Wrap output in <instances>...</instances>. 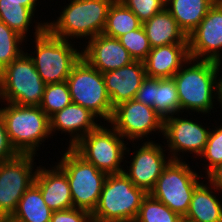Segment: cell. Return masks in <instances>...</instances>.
Returning a JSON list of instances; mask_svg holds the SVG:
<instances>
[{"label":"cell","instance_id":"cell-15","mask_svg":"<svg viewBox=\"0 0 222 222\" xmlns=\"http://www.w3.org/2000/svg\"><path fill=\"white\" fill-rule=\"evenodd\" d=\"M147 140L140 145V148L139 145L137 146L138 150L133 152V158L130 159L129 169H124L123 173L136 187L149 194L172 159L165 156L166 149L161 144L154 143L153 140L149 141V138Z\"/></svg>","mask_w":222,"mask_h":222},{"label":"cell","instance_id":"cell-34","mask_svg":"<svg viewBox=\"0 0 222 222\" xmlns=\"http://www.w3.org/2000/svg\"><path fill=\"white\" fill-rule=\"evenodd\" d=\"M91 214L88 211L70 208L52 212L50 222H89Z\"/></svg>","mask_w":222,"mask_h":222},{"label":"cell","instance_id":"cell-11","mask_svg":"<svg viewBox=\"0 0 222 222\" xmlns=\"http://www.w3.org/2000/svg\"><path fill=\"white\" fill-rule=\"evenodd\" d=\"M34 156L18 154L0 163V217L10 216L26 190L34 183Z\"/></svg>","mask_w":222,"mask_h":222},{"label":"cell","instance_id":"cell-17","mask_svg":"<svg viewBox=\"0 0 222 222\" xmlns=\"http://www.w3.org/2000/svg\"><path fill=\"white\" fill-rule=\"evenodd\" d=\"M113 108L135 98L146 77L144 61L134 60L119 69L102 73Z\"/></svg>","mask_w":222,"mask_h":222},{"label":"cell","instance_id":"cell-22","mask_svg":"<svg viewBox=\"0 0 222 222\" xmlns=\"http://www.w3.org/2000/svg\"><path fill=\"white\" fill-rule=\"evenodd\" d=\"M207 184L201 182L195 188L185 218L194 222H222V200L214 195L218 189Z\"/></svg>","mask_w":222,"mask_h":222},{"label":"cell","instance_id":"cell-2","mask_svg":"<svg viewBox=\"0 0 222 222\" xmlns=\"http://www.w3.org/2000/svg\"><path fill=\"white\" fill-rule=\"evenodd\" d=\"M41 22H35L36 50L29 56L45 84L64 82L82 58V51L75 49L70 40L51 35L46 30L47 22Z\"/></svg>","mask_w":222,"mask_h":222},{"label":"cell","instance_id":"cell-26","mask_svg":"<svg viewBox=\"0 0 222 222\" xmlns=\"http://www.w3.org/2000/svg\"><path fill=\"white\" fill-rule=\"evenodd\" d=\"M34 12L23 6L22 2L13 0H0V21L26 39L29 26L32 23Z\"/></svg>","mask_w":222,"mask_h":222},{"label":"cell","instance_id":"cell-27","mask_svg":"<svg viewBox=\"0 0 222 222\" xmlns=\"http://www.w3.org/2000/svg\"><path fill=\"white\" fill-rule=\"evenodd\" d=\"M153 108L165 119L180 113L177 88L172 78H155V100Z\"/></svg>","mask_w":222,"mask_h":222},{"label":"cell","instance_id":"cell-35","mask_svg":"<svg viewBox=\"0 0 222 222\" xmlns=\"http://www.w3.org/2000/svg\"><path fill=\"white\" fill-rule=\"evenodd\" d=\"M137 102L153 108L155 100V78L146 76L134 98Z\"/></svg>","mask_w":222,"mask_h":222},{"label":"cell","instance_id":"cell-19","mask_svg":"<svg viewBox=\"0 0 222 222\" xmlns=\"http://www.w3.org/2000/svg\"><path fill=\"white\" fill-rule=\"evenodd\" d=\"M34 183L40 188L47 206L54 212L73 208L70 185L66 174L57 166L51 169L37 166Z\"/></svg>","mask_w":222,"mask_h":222},{"label":"cell","instance_id":"cell-5","mask_svg":"<svg viewBox=\"0 0 222 222\" xmlns=\"http://www.w3.org/2000/svg\"><path fill=\"white\" fill-rule=\"evenodd\" d=\"M146 196L123 172L108 174L91 217L100 221L134 222Z\"/></svg>","mask_w":222,"mask_h":222},{"label":"cell","instance_id":"cell-8","mask_svg":"<svg viewBox=\"0 0 222 222\" xmlns=\"http://www.w3.org/2000/svg\"><path fill=\"white\" fill-rule=\"evenodd\" d=\"M104 126L105 124H100L95 130L83 136L72 149L107 175L122 173L124 171L122 166L125 165H121V162L124 161L126 151L129 153L130 148L112 126L110 129Z\"/></svg>","mask_w":222,"mask_h":222},{"label":"cell","instance_id":"cell-41","mask_svg":"<svg viewBox=\"0 0 222 222\" xmlns=\"http://www.w3.org/2000/svg\"><path fill=\"white\" fill-rule=\"evenodd\" d=\"M89 222H112V221H100V220H97V219L91 217Z\"/></svg>","mask_w":222,"mask_h":222},{"label":"cell","instance_id":"cell-18","mask_svg":"<svg viewBox=\"0 0 222 222\" xmlns=\"http://www.w3.org/2000/svg\"><path fill=\"white\" fill-rule=\"evenodd\" d=\"M49 120L51 136L56 130L61 131V133H68L70 137L68 147L70 148L100 125L93 113L75 103H71L61 111L56 112Z\"/></svg>","mask_w":222,"mask_h":222},{"label":"cell","instance_id":"cell-9","mask_svg":"<svg viewBox=\"0 0 222 222\" xmlns=\"http://www.w3.org/2000/svg\"><path fill=\"white\" fill-rule=\"evenodd\" d=\"M72 103L79 104L93 113L98 120H111L113 106L107 93L103 75L83 58L67 77Z\"/></svg>","mask_w":222,"mask_h":222},{"label":"cell","instance_id":"cell-29","mask_svg":"<svg viewBox=\"0 0 222 222\" xmlns=\"http://www.w3.org/2000/svg\"><path fill=\"white\" fill-rule=\"evenodd\" d=\"M181 218L165 204L147 194L134 222H179Z\"/></svg>","mask_w":222,"mask_h":222},{"label":"cell","instance_id":"cell-20","mask_svg":"<svg viewBox=\"0 0 222 222\" xmlns=\"http://www.w3.org/2000/svg\"><path fill=\"white\" fill-rule=\"evenodd\" d=\"M189 58L188 44L154 47L144 60L146 76L172 78Z\"/></svg>","mask_w":222,"mask_h":222},{"label":"cell","instance_id":"cell-40","mask_svg":"<svg viewBox=\"0 0 222 222\" xmlns=\"http://www.w3.org/2000/svg\"><path fill=\"white\" fill-rule=\"evenodd\" d=\"M0 222H22L14 217L10 216H4L0 217Z\"/></svg>","mask_w":222,"mask_h":222},{"label":"cell","instance_id":"cell-12","mask_svg":"<svg viewBox=\"0 0 222 222\" xmlns=\"http://www.w3.org/2000/svg\"><path fill=\"white\" fill-rule=\"evenodd\" d=\"M110 123L123 138L138 142L153 132L163 133L164 118L154 108L132 99L114 107Z\"/></svg>","mask_w":222,"mask_h":222},{"label":"cell","instance_id":"cell-23","mask_svg":"<svg viewBox=\"0 0 222 222\" xmlns=\"http://www.w3.org/2000/svg\"><path fill=\"white\" fill-rule=\"evenodd\" d=\"M215 2L216 0H166L165 8L188 37Z\"/></svg>","mask_w":222,"mask_h":222},{"label":"cell","instance_id":"cell-38","mask_svg":"<svg viewBox=\"0 0 222 222\" xmlns=\"http://www.w3.org/2000/svg\"><path fill=\"white\" fill-rule=\"evenodd\" d=\"M13 1H19L22 2V5L31 9L34 13L36 10V6L40 3L39 0H13ZM38 1V3H36Z\"/></svg>","mask_w":222,"mask_h":222},{"label":"cell","instance_id":"cell-28","mask_svg":"<svg viewBox=\"0 0 222 222\" xmlns=\"http://www.w3.org/2000/svg\"><path fill=\"white\" fill-rule=\"evenodd\" d=\"M72 103L67 81L46 84L40 108L50 118Z\"/></svg>","mask_w":222,"mask_h":222},{"label":"cell","instance_id":"cell-3","mask_svg":"<svg viewBox=\"0 0 222 222\" xmlns=\"http://www.w3.org/2000/svg\"><path fill=\"white\" fill-rule=\"evenodd\" d=\"M56 21L46 23V30L60 39H92L102 34L110 5L114 0H70ZM87 38V39H86Z\"/></svg>","mask_w":222,"mask_h":222},{"label":"cell","instance_id":"cell-39","mask_svg":"<svg viewBox=\"0 0 222 222\" xmlns=\"http://www.w3.org/2000/svg\"><path fill=\"white\" fill-rule=\"evenodd\" d=\"M218 79H219L218 101L222 108V76H220Z\"/></svg>","mask_w":222,"mask_h":222},{"label":"cell","instance_id":"cell-30","mask_svg":"<svg viewBox=\"0 0 222 222\" xmlns=\"http://www.w3.org/2000/svg\"><path fill=\"white\" fill-rule=\"evenodd\" d=\"M24 40L18 33L0 21V72L24 52L21 47Z\"/></svg>","mask_w":222,"mask_h":222},{"label":"cell","instance_id":"cell-37","mask_svg":"<svg viewBox=\"0 0 222 222\" xmlns=\"http://www.w3.org/2000/svg\"><path fill=\"white\" fill-rule=\"evenodd\" d=\"M204 178H206L219 193L222 192V163L213 168Z\"/></svg>","mask_w":222,"mask_h":222},{"label":"cell","instance_id":"cell-24","mask_svg":"<svg viewBox=\"0 0 222 222\" xmlns=\"http://www.w3.org/2000/svg\"><path fill=\"white\" fill-rule=\"evenodd\" d=\"M52 212L44 202L40 188L33 183L23 194L11 216L22 222H50Z\"/></svg>","mask_w":222,"mask_h":222},{"label":"cell","instance_id":"cell-25","mask_svg":"<svg viewBox=\"0 0 222 222\" xmlns=\"http://www.w3.org/2000/svg\"><path fill=\"white\" fill-rule=\"evenodd\" d=\"M142 26L138 17L120 0H114L109 7L103 34L113 38L136 30Z\"/></svg>","mask_w":222,"mask_h":222},{"label":"cell","instance_id":"cell-7","mask_svg":"<svg viewBox=\"0 0 222 222\" xmlns=\"http://www.w3.org/2000/svg\"><path fill=\"white\" fill-rule=\"evenodd\" d=\"M56 164L69 181L73 207L92 214L98 204L107 174L85 161L70 147H67Z\"/></svg>","mask_w":222,"mask_h":222},{"label":"cell","instance_id":"cell-21","mask_svg":"<svg viewBox=\"0 0 222 222\" xmlns=\"http://www.w3.org/2000/svg\"><path fill=\"white\" fill-rule=\"evenodd\" d=\"M142 26L152 48L170 44H188L187 36L166 8L144 21Z\"/></svg>","mask_w":222,"mask_h":222},{"label":"cell","instance_id":"cell-31","mask_svg":"<svg viewBox=\"0 0 222 222\" xmlns=\"http://www.w3.org/2000/svg\"><path fill=\"white\" fill-rule=\"evenodd\" d=\"M118 39L134 60L144 61L152 49L143 26Z\"/></svg>","mask_w":222,"mask_h":222},{"label":"cell","instance_id":"cell-1","mask_svg":"<svg viewBox=\"0 0 222 222\" xmlns=\"http://www.w3.org/2000/svg\"><path fill=\"white\" fill-rule=\"evenodd\" d=\"M221 65L222 63L213 60L189 58L176 72L173 79L180 102V113L191 110L205 115L213 110L216 105L214 99L218 101L217 78Z\"/></svg>","mask_w":222,"mask_h":222},{"label":"cell","instance_id":"cell-36","mask_svg":"<svg viewBox=\"0 0 222 222\" xmlns=\"http://www.w3.org/2000/svg\"><path fill=\"white\" fill-rule=\"evenodd\" d=\"M17 155L18 153L9 141L5 121L0 112V163L8 161Z\"/></svg>","mask_w":222,"mask_h":222},{"label":"cell","instance_id":"cell-13","mask_svg":"<svg viewBox=\"0 0 222 222\" xmlns=\"http://www.w3.org/2000/svg\"><path fill=\"white\" fill-rule=\"evenodd\" d=\"M176 116L172 115L164 119L162 135L167 141V148H169L167 150H170L168 156L172 160H183L180 152L182 154L190 152V155L199 157L208 141L211 128L203 127L202 123L194 122L192 118H182L179 114Z\"/></svg>","mask_w":222,"mask_h":222},{"label":"cell","instance_id":"cell-10","mask_svg":"<svg viewBox=\"0 0 222 222\" xmlns=\"http://www.w3.org/2000/svg\"><path fill=\"white\" fill-rule=\"evenodd\" d=\"M190 167L183 160H171L149 193L181 217L188 213L193 192L203 177Z\"/></svg>","mask_w":222,"mask_h":222},{"label":"cell","instance_id":"cell-4","mask_svg":"<svg viewBox=\"0 0 222 222\" xmlns=\"http://www.w3.org/2000/svg\"><path fill=\"white\" fill-rule=\"evenodd\" d=\"M5 105L0 112L12 147L18 154L37 155L38 148L51 136L49 117L40 106Z\"/></svg>","mask_w":222,"mask_h":222},{"label":"cell","instance_id":"cell-14","mask_svg":"<svg viewBox=\"0 0 222 222\" xmlns=\"http://www.w3.org/2000/svg\"><path fill=\"white\" fill-rule=\"evenodd\" d=\"M187 40L190 58L222 63V0H216Z\"/></svg>","mask_w":222,"mask_h":222},{"label":"cell","instance_id":"cell-42","mask_svg":"<svg viewBox=\"0 0 222 222\" xmlns=\"http://www.w3.org/2000/svg\"><path fill=\"white\" fill-rule=\"evenodd\" d=\"M179 222H194V221H191L189 219H186L185 217H182Z\"/></svg>","mask_w":222,"mask_h":222},{"label":"cell","instance_id":"cell-33","mask_svg":"<svg viewBox=\"0 0 222 222\" xmlns=\"http://www.w3.org/2000/svg\"><path fill=\"white\" fill-rule=\"evenodd\" d=\"M143 23L165 8L166 0H120Z\"/></svg>","mask_w":222,"mask_h":222},{"label":"cell","instance_id":"cell-16","mask_svg":"<svg viewBox=\"0 0 222 222\" xmlns=\"http://www.w3.org/2000/svg\"><path fill=\"white\" fill-rule=\"evenodd\" d=\"M86 44L81 50L82 58L101 73L119 69L134 61L118 38L102 33L86 41Z\"/></svg>","mask_w":222,"mask_h":222},{"label":"cell","instance_id":"cell-6","mask_svg":"<svg viewBox=\"0 0 222 222\" xmlns=\"http://www.w3.org/2000/svg\"><path fill=\"white\" fill-rule=\"evenodd\" d=\"M46 84L28 52H22L0 72V102L40 106Z\"/></svg>","mask_w":222,"mask_h":222},{"label":"cell","instance_id":"cell-32","mask_svg":"<svg viewBox=\"0 0 222 222\" xmlns=\"http://www.w3.org/2000/svg\"><path fill=\"white\" fill-rule=\"evenodd\" d=\"M200 157L204 159V162H208L205 166L206 174L222 163V126H215L214 130L212 128Z\"/></svg>","mask_w":222,"mask_h":222}]
</instances>
